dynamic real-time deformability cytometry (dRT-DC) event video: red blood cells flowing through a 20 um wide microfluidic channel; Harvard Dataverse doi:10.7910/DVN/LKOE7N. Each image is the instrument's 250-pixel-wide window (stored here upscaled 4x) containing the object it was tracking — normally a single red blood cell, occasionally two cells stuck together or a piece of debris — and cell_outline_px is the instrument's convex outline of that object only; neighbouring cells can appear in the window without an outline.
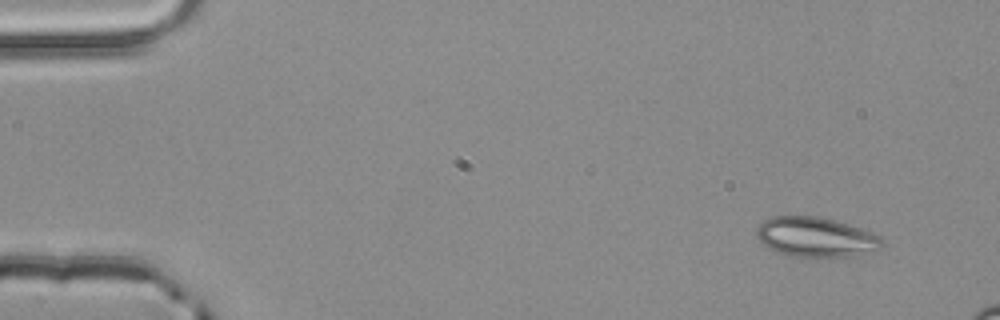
{"species": "common noctule bat (a hibernating species)", "species_latin": "Nyctalus noctula", "temperature_condition": "room temperature", "stored_images_in_passage": 4, "camera_frame_rate_fps": 3000, "um_per_image_px": 0.085, "animal": {"sex": "male", "body_mass_g": 20.4}, "frame": {"image": 1, "passage_image": 1, "time_ms": 0.0, "image_size_px": [1000, 320], "cell_outline_px": [[884, 244], [876, 252], [856, 256], [804, 260], [788, 256], [768, 248], [756, 236], [756, 228], [764, 220], [772, 216], [820, 216], [836, 220], [876, 232], [884, 240]], "centroid_in_image_um": [69.42, 20.2], "position_along_channel_um": 15.6, "area_um2": 30.58}}